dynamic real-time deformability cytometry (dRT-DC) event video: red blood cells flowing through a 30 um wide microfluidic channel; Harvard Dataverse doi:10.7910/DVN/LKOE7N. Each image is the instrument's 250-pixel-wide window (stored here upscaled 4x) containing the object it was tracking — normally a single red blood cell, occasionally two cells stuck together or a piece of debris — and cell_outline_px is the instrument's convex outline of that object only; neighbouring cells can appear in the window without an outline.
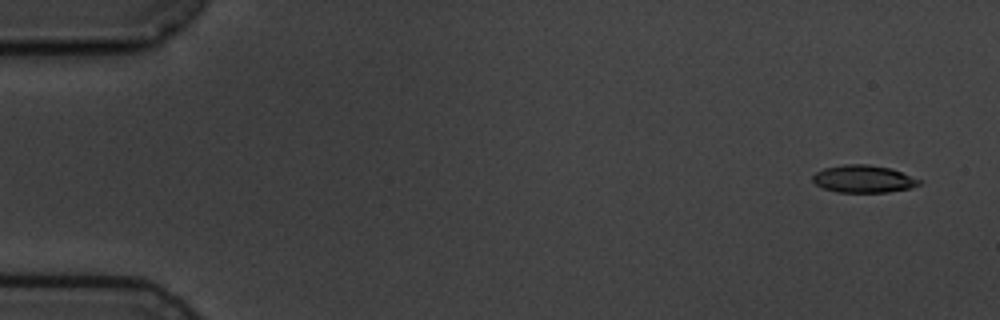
{"species": "common noctule bat (a hibernating species)", "species_latin": "Nyctalus noctula", "temperature_condition": "cold", "stored_images_in_passage": 4, "camera_frame_rate_fps": 3000, "um_per_image_px": 0.085, "animal": {"sex": "male", "body_mass_g": 19.5, "forearm_length_mm": 54.6}, "frame": {"image": 1, "passage_image": 1, "time_ms": 0.0, "image_size_px": [1000, 320], "cell_outline_px": [[920, 184], [908, 188], [888, 192], [836, 192], [824, 188], [816, 184], [812, 180], [812, 176], [816, 172], [824, 168], [844, 164], [868, 164], [892, 168], [920, 180]], "centroid_in_image_um": [73.36, 15.2], "position_along_channel_um": 11.6, "area_um2": 16.94}}
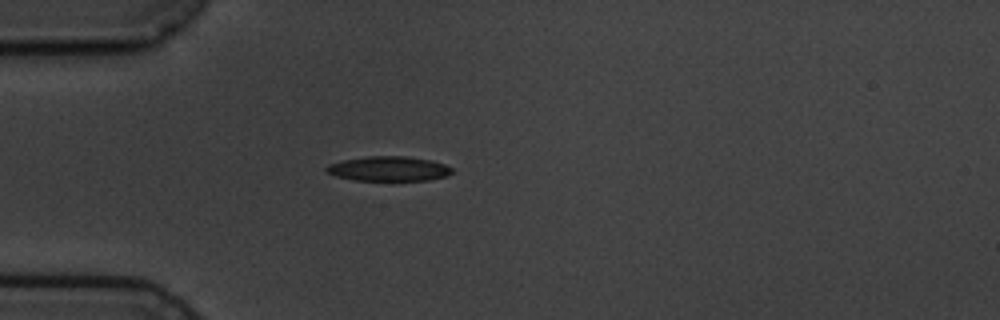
{"frame": {"image": 2, "passage_image": 4, "time_ms": 4.333, "image_size_px": [1000, 320], "cell_outline_px": [[452, 172], [448, 176], [428, 180], [392, 184], [356, 180], [336, 176], [328, 172], [324, 168], [328, 164], [344, 160], [368, 156], [408, 156], [432, 160], [444, 164], [452, 168]], "centroid_in_image_um": [33.08, 14.39], "position_along_channel_um": 51.9, "area_um2": 19.07}}